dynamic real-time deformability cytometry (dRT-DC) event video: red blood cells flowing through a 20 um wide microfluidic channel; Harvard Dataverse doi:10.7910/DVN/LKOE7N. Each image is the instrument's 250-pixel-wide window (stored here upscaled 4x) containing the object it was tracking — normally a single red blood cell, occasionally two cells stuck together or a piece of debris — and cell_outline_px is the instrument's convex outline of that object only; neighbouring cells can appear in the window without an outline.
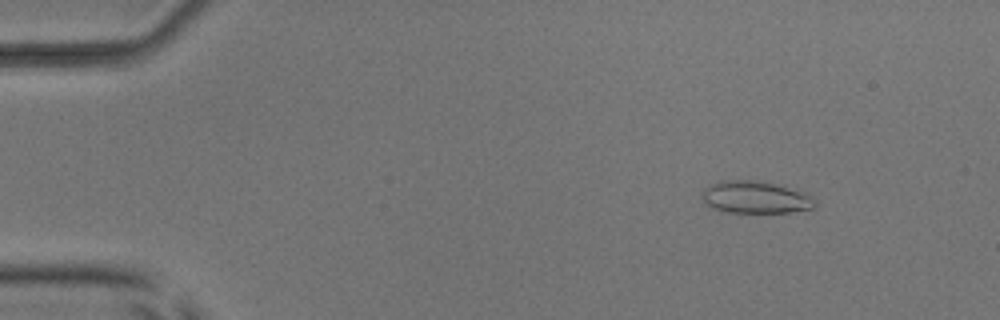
{"species": "common noctule bat (a hibernating species)", "species_latin": "Nyctalus noctula", "temperature_condition": "room temperature", "stored_images_in_passage": 6, "camera_frame_rate_fps": 3000, "um_per_image_px": 0.085, "animal": {"sex": "male", "body_mass_g": 17.9, "forearm_length_mm": 54.2}, "frame": {"image": 1, "passage_image": 2, "time_ms": 1.0, "image_size_px": [1000, 320], "cell_outline_px": [[816, 208], [792, 212], [728, 212], [712, 208], [704, 200], [704, 188], [720, 180], [752, 180], [784, 184], [800, 188], [816, 204]], "centroid_in_image_um": [64.29, 16.75], "position_along_channel_um": 20.7, "area_um2": 21.39}}
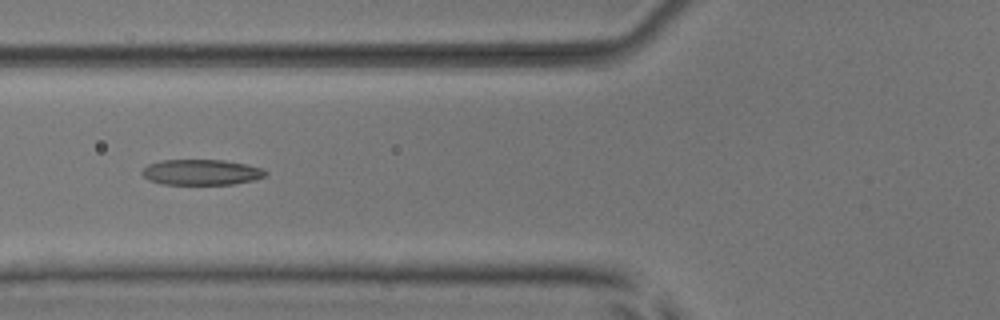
{"frame": {"image": 2, "passage_image": 6, "time_ms": 5.667, "image_size_px": [1000, 320], "cell_outline_px": [[268, 172], [264, 176], [252, 180], [232, 184], [160, 184], [148, 180], [140, 172], [148, 164], [160, 160], [224, 160], [264, 168]], "centroid_in_image_um": [17.08, 14.63], "position_along_channel_um": 108.7, "area_um2": 18.38}}